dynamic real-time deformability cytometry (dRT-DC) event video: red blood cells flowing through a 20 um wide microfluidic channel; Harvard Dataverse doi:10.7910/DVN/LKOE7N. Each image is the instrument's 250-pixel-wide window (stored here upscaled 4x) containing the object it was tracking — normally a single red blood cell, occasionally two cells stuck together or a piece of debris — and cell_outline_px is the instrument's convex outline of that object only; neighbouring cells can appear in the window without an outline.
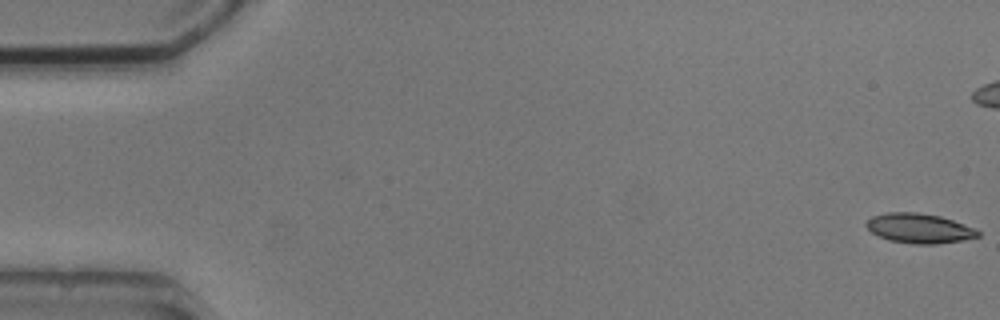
{"species": "common noctule bat (a hibernating species)", "species_latin": "Nyctalus noctula", "temperature_condition": "cold", "stored_images_in_passage": 6, "camera_frame_rate_fps": 3000, "um_per_image_px": 0.085, "animal": {"sex": "male", "body_mass_g": 20.5, "forearm_length_mm": 52.5}, "frame": {"image": 1, "passage_image": 1, "time_ms": 0.0, "image_size_px": [1000, 320], "cell_outline_px": [[980, 236], [964, 240], [936, 244], [912, 244], [888, 240], [872, 232], [864, 224], [872, 216], [888, 212], [916, 212], [940, 216], [976, 228], [980, 232]], "centroid_in_image_um": [78.15, 19.41], "position_along_channel_um": 6.8, "area_um2": 19.36}}